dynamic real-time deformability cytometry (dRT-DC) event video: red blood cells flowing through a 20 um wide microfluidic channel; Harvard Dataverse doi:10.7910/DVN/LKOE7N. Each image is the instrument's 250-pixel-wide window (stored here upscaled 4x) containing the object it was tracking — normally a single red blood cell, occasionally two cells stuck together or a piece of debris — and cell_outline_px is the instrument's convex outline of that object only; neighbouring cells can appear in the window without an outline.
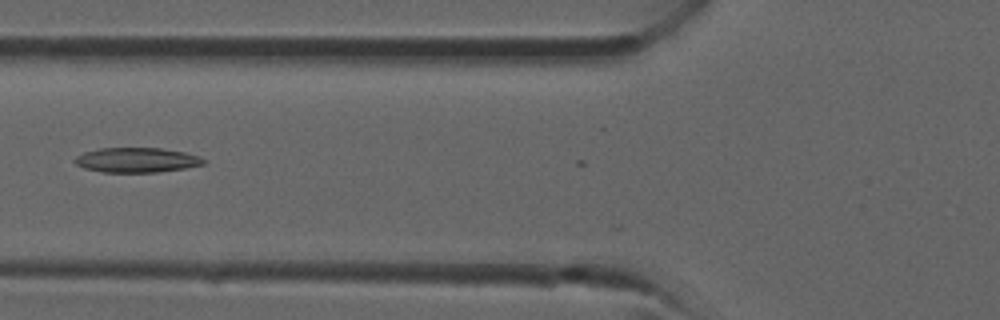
{"species": "common noctule bat (a hibernating species)", "species_latin": "Nyctalus noctula", "temperature_condition": "room temperature", "stored_images_in_passage": 12, "camera_frame_rate_fps": 3000, "um_per_image_px": 0.085, "animal": {"sex": "male", "forearm_length_mm": 52.5}, "frame": {"image": 1, "passage_image": 10, "time_ms": 3.0, "image_size_px": [1000, 320], "cell_outline_px": [[204, 164], [184, 168], [156, 172], [100, 172], [84, 168], [76, 164], [72, 160], [76, 156], [84, 152], [100, 148], [160, 148], [184, 152], [200, 156], [204, 160]], "centroid_in_image_um": [11.57, 13.6], "position_along_channel_um": 114.2, "area_um2": 18.55}}